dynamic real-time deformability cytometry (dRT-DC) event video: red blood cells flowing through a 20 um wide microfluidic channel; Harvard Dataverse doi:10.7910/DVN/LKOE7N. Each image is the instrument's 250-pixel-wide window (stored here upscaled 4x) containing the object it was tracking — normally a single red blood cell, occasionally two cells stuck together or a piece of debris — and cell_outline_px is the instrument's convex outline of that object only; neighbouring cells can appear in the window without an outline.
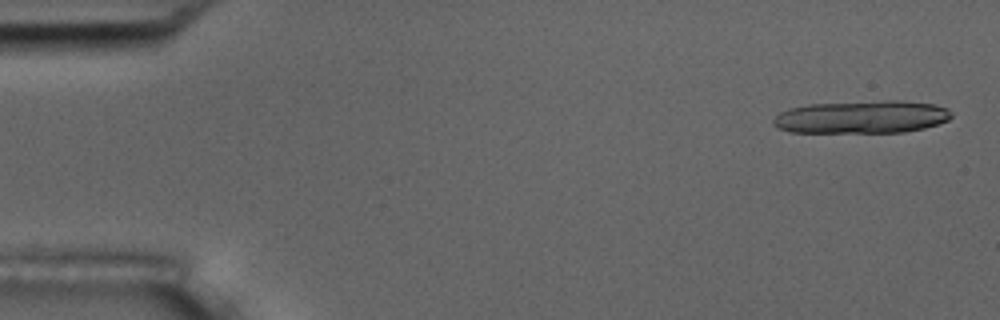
{"species": "common noctule bat (a hibernating species)", "species_latin": "Nyctalus noctula", "temperature_condition": "room temperature", "stored_images_in_passage": 15, "camera_frame_rate_fps": 3000, "um_per_image_px": 0.085, "animal": {"sex": "male", "body_mass_g": 17.5, "forearm_length_mm": 52.3}, "frame": {"image": 1, "passage_image": 1, "time_ms": 0.0, "image_size_px": [1000, 320], "cell_outline_px": [[952, 116], [948, 120], [924, 128], [904, 132], [792, 132], [780, 128], [772, 124], [772, 120], [780, 112], [788, 108], [812, 104], [884, 100], [904, 100], [936, 104], [948, 108], [952, 112]], "centroid_in_image_um": [73.29, 9.93], "position_along_channel_um": 11.7, "area_um2": 34.16}}
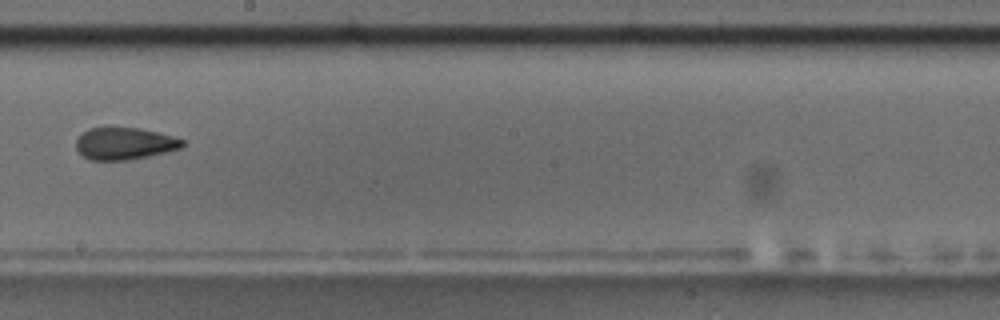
{"frame": {"image": 2, "passage_image": 9, "time_ms": 10.0, "image_size_px": [1000, 320], "cell_outline_px": [[184, 144], [180, 148], [148, 156], [128, 160], [92, 160], [84, 156], [76, 148], [76, 136], [88, 128], [140, 128], [172, 136], [184, 140]], "centroid_in_image_um": [10.54, 12.2], "position_along_channel_um": 237.7, "area_um2": 19.71}, "authors_computed_cell_mechanics": {"area_um2": 20.519, "velocity_mm_per_s": 3.6325, "shape_relaxation_time_tau1_ms": 5.5872, "shape_relaxation_time_tau2_ms": 3.8412, "deformation_change_tau1": 0.1297, "deformation_change_tau2": 0.0802}}